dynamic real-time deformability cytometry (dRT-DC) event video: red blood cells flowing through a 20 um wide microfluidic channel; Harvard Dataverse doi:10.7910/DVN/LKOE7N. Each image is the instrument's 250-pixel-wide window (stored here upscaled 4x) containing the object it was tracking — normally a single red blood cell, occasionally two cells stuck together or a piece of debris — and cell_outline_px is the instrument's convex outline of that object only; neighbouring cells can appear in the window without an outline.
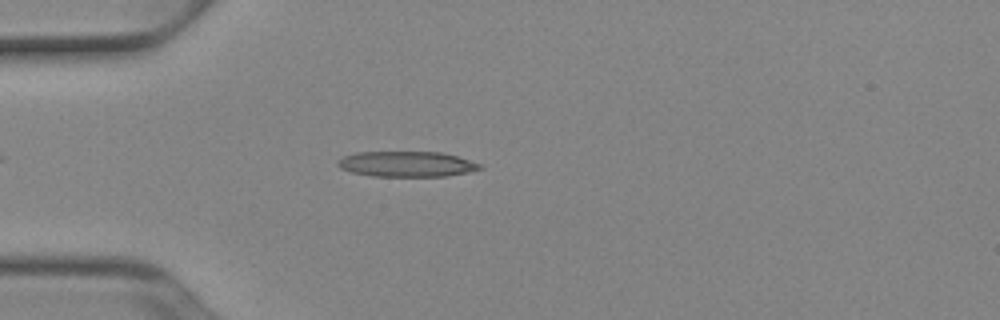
{"species": "Egyptian fruit bat (a non-hibernating species)", "species_latin": "Rousettus aegyptiacus", "temperature_condition": "cold", "stored_images_in_passage": 45, "camera_frame_rate_fps": 3000, "um_per_image_px": 0.085, "animal": {"sex": "female"}, "frame": {"image": 1, "passage_image": 8, "time_ms": 2.333, "image_size_px": [1000, 320], "cell_outline_px": [[484, 168], [468, 172], [448, 176], [372, 176], [352, 172], [340, 168], [336, 164], [336, 160], [344, 156], [356, 152], [444, 152], [480, 164]], "centroid_in_image_um": [34.54, 13.94], "position_along_channel_um": 50.5, "area_um2": 21.1}}
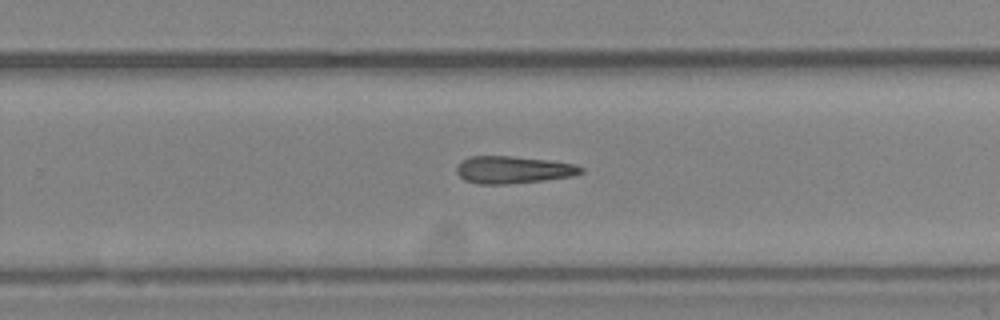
{"frame": {"image": 2, "passage_image": 27, "time_ms": 8.667, "image_size_px": [1000, 320], "cell_outline_px": [[584, 172], [572, 176], [544, 180], [508, 184], [476, 184], [464, 180], [456, 172], [456, 168], [460, 160], [472, 156], [512, 156], [548, 160], [576, 164], [584, 168]], "centroid_in_image_um": [43.6, 14.43], "position_along_channel_um": 286.2, "area_um2": 19.94}}
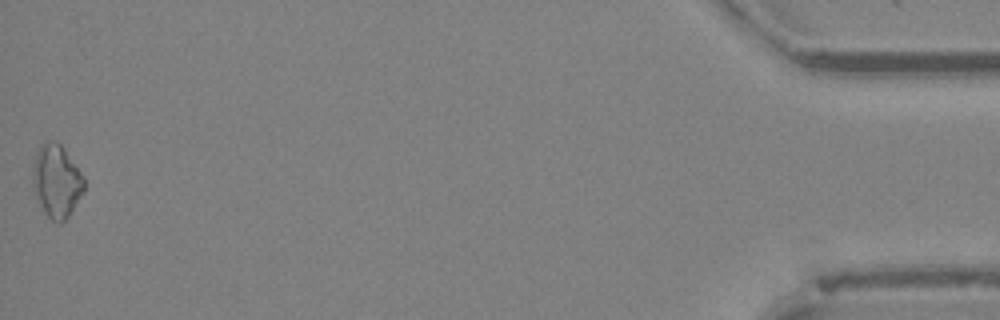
{"frame": {"image": 3, "passage_image": 45, "time_ms": 14.667, "image_size_px": [1000, 320], "cell_outline_px": [[84, 192], [68, 216], [60, 224], [52, 220], [44, 212], [36, 200], [32, 180], [32, 168], [36, 152], [40, 144], [44, 140], [56, 140], [64, 148], [84, 176]], "centroid_in_image_um": [4.79, 15.36], "position_along_channel_um": 430.4, "area_um2": 22.14}}